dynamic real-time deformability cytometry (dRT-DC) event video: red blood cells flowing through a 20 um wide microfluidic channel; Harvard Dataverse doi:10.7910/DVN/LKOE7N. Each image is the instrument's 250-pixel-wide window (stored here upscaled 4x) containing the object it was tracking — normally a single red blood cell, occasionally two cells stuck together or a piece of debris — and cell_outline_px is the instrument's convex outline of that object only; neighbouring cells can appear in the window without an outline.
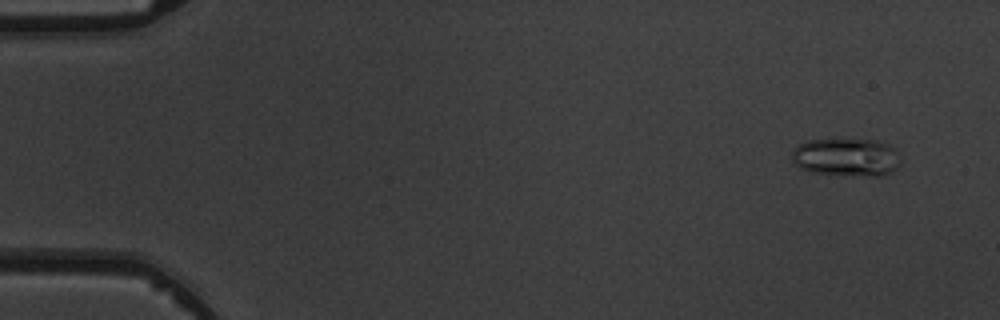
{"species": "common noctule bat (a hibernating species)", "species_latin": "Nyctalus noctula", "temperature_condition": "warm", "stored_images_in_passage": 7, "camera_frame_rate_fps": 3000, "um_per_image_px": 0.085, "animal": {"sex": "male", "body_mass_g": 19.5, "forearm_length_mm": 54.6}, "frame": {"image": 1, "passage_image": 2, "time_ms": 1.0, "image_size_px": [1000, 320], "cell_outline_px": [[900, 168], [892, 172], [880, 176], [872, 176], [812, 172], [800, 168], [792, 160], [792, 152], [800, 144], [808, 140], [876, 140], [888, 144], [896, 148], [900, 164]], "centroid_in_image_um": [72.0, 13.37], "position_along_channel_um": 13.0, "area_um2": 23.93}}
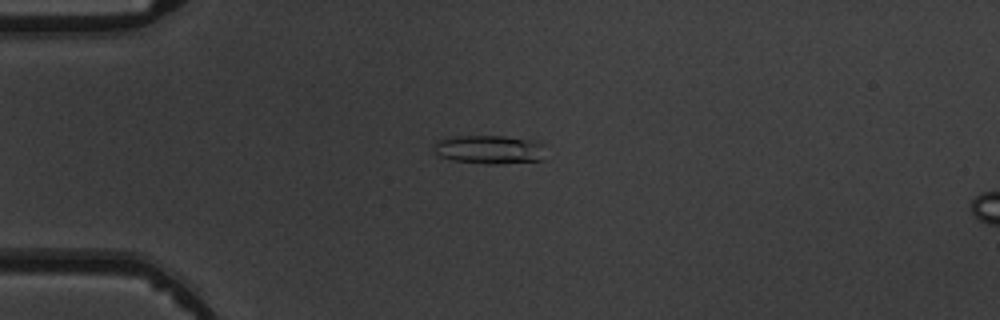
{"frame": {"image": 2, "passage_image": 4, "time_ms": 4.333, "image_size_px": [1000, 320], "cell_outline_px": [[544, 144], [540, 160], [500, 164], [492, 164], [452, 160], [440, 156], [432, 152], [432, 144], [436, 140], [448, 136], [504, 136], [532, 140]], "centroid_in_image_um": [41.49, 12.69], "position_along_channel_um": 43.5, "area_um2": 18.79}}
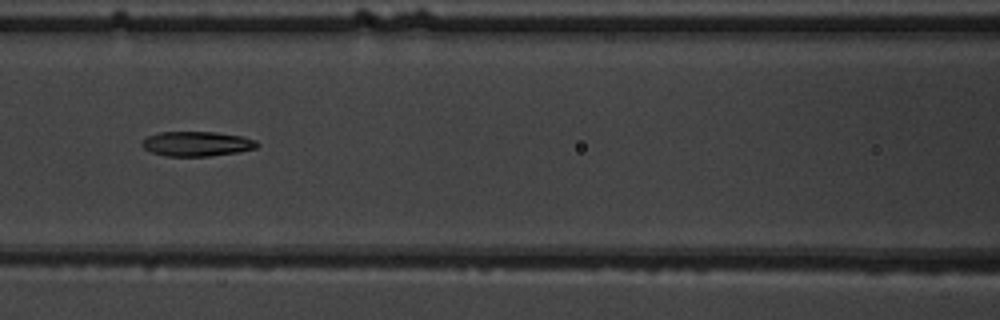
{"frame": {"image": 3, "passage_image": 7, "time_ms": 7.667, "image_size_px": [1000, 320], "cell_outline_px": [[260, 144], [256, 148], [236, 152], [208, 156], [164, 156], [152, 152], [144, 148], [140, 144], [148, 136], [160, 132], [216, 132], [240, 136], [256, 140]], "centroid_in_image_um": [16.73, 12.22], "position_along_channel_um": 149.9, "area_um2": 16.47}}